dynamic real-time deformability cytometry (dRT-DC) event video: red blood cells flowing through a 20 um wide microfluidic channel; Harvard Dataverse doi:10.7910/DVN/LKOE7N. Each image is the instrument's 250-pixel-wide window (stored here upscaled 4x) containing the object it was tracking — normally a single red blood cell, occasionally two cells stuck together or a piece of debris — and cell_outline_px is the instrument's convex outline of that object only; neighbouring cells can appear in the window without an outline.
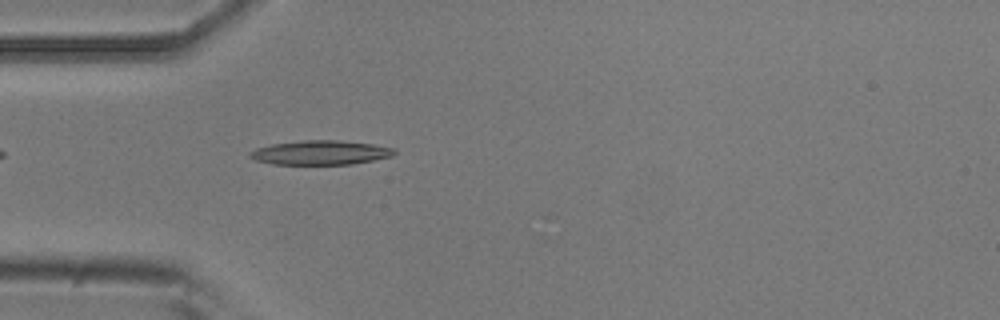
{"species": "common noctule bat (a hibernating species)", "species_latin": "Nyctalus noctula", "temperature_condition": "room temperature", "stored_images_in_passage": 4, "camera_frame_rate_fps": 3000, "um_per_image_px": 0.085, "animal": {"sex": "male", "body_mass_g": 20.5, "forearm_length_mm": 52.5}, "frame": {"image": 1, "passage_image": 4, "time_ms": 1.0, "image_size_px": [1000, 320], "cell_outline_px": [[396, 152], [392, 156], [352, 164], [272, 164], [256, 160], [248, 156], [248, 152], [256, 148], [272, 144], [304, 140], [336, 140], [372, 144], [396, 148]], "centroid_in_image_um": [27.23, 12.97], "position_along_channel_um": 57.8, "area_um2": 20.35}}